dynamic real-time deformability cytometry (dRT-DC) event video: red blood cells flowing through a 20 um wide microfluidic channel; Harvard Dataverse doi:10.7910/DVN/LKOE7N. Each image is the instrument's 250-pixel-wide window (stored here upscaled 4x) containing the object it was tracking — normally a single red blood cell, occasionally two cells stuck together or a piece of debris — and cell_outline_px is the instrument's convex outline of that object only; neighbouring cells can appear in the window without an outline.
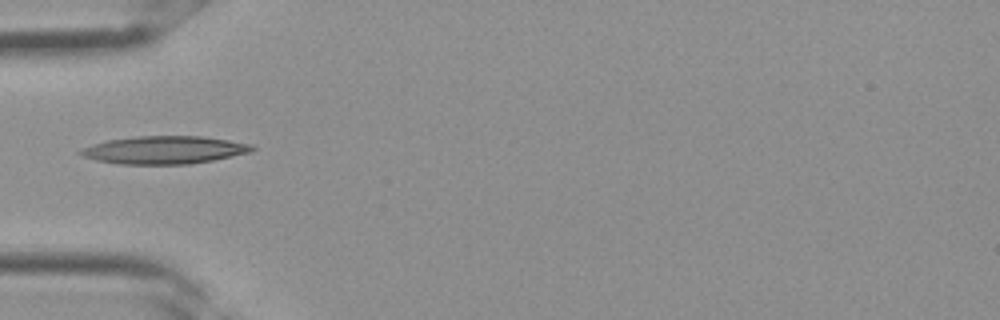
{"species": "Egyptian fruit bat (a non-hibernating species)", "species_latin": "Rousettus aegyptiacus", "temperature_condition": "room temperature", "stored_images_in_passage": 23, "camera_frame_rate_fps": 3000, "um_per_image_px": 0.085, "frame": {"image": 1, "passage_image": 1, "time_ms": 0.0, "image_size_px": [1000, 320], "cell_outline_px": [[256, 148], [252, 152], [212, 160], [188, 164], [120, 164], [96, 160], [84, 156], [76, 152], [92, 144], [108, 140], [136, 136], [200, 136], [228, 140], [252, 144]], "centroid_in_image_um": [13.98, 12.74], "position_along_channel_um": 71.0, "area_um2": 27.69}}
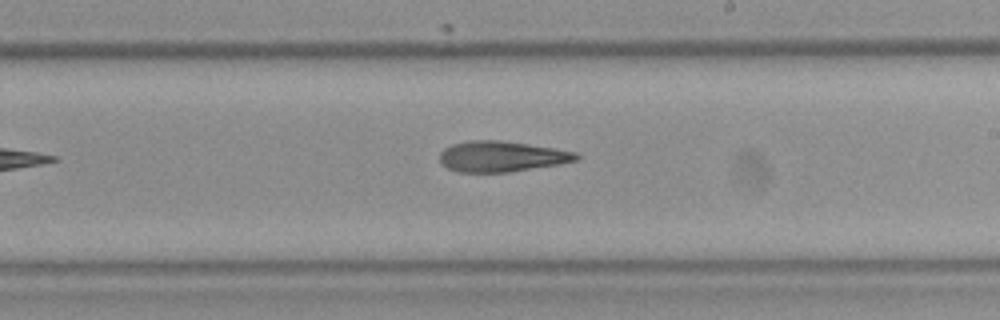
{"frame": {"image": 2, "passage_image": 10, "time_ms": 3.0, "image_size_px": [1000, 320], "cell_outline_px": [[580, 160], [560, 164], [508, 172], [456, 172], [448, 168], [440, 160], [440, 152], [444, 148], [452, 144], [468, 140], [500, 140], [556, 148], [576, 152], [580, 156]], "centroid_in_image_um": [42.66, 13.29], "position_along_channel_um": 246.3, "area_um2": 24.51}}
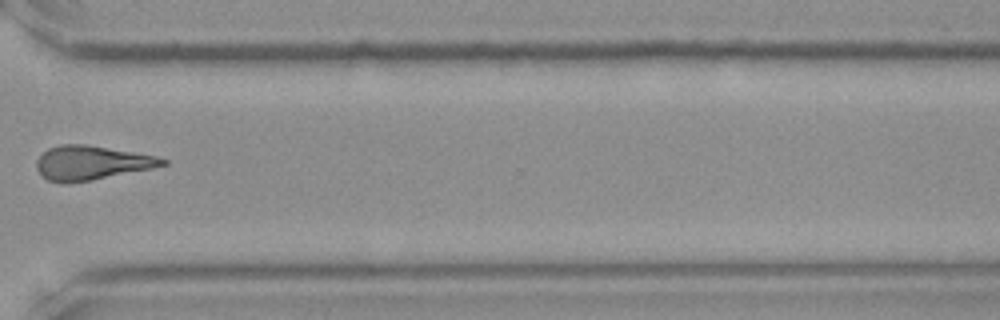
{"frame": {"image": 3, "passage_image": 16, "time_ms": 5.0, "image_size_px": [1000, 320], "cell_outline_px": [[168, 164], [152, 168], [92, 180], [64, 184], [48, 180], [36, 168], [36, 160], [48, 148], [60, 144], [84, 144], [156, 156], [168, 160]], "centroid_in_image_um": [7.76, 13.84], "position_along_channel_um": 362.8, "area_um2": 24.85}}